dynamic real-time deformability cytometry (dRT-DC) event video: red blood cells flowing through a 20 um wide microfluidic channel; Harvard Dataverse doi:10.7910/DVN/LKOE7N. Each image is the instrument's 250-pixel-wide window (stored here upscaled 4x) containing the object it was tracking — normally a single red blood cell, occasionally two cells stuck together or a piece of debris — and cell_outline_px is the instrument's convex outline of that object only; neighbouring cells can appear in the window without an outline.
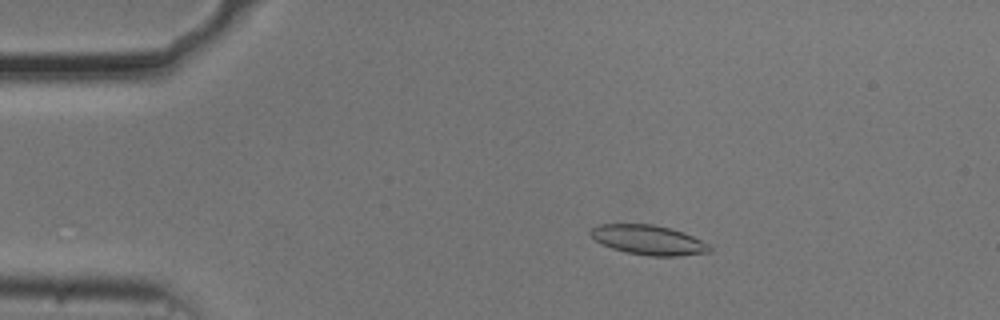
{"species": "common noctule bat (a hibernating species)", "species_latin": "Nyctalus noctula", "temperature_condition": "cold", "stored_images_in_passage": 54, "camera_frame_rate_fps": 3000, "um_per_image_px": 0.085, "animal": {"sex": "male", "body_mass_g": 20.5, "forearm_length_mm": 52.5}, "frame": {"image": 1, "passage_image": 10, "time_ms": 3.0, "image_size_px": [1000, 320], "cell_outline_px": [[712, 252], [680, 256], [648, 256], [624, 252], [600, 244], [588, 232], [592, 228], [600, 224], [652, 224], [672, 228], [684, 232], [708, 244], [712, 248]], "centroid_in_image_um": [55.13, 20.4], "position_along_channel_um": 29.9, "area_um2": 20.75}}
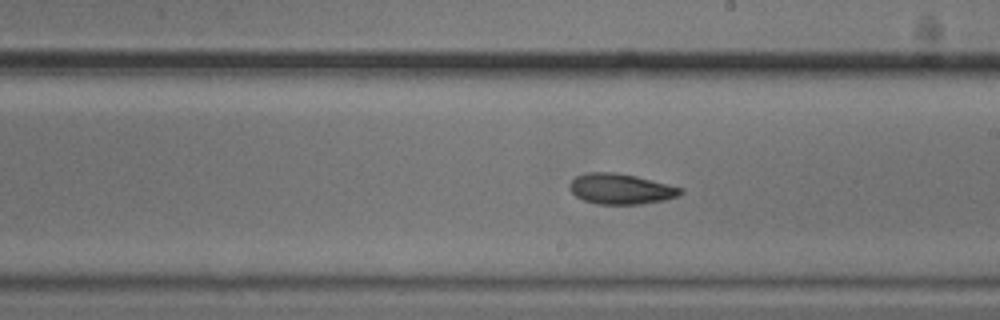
{"frame": {"image": 2, "passage_image": 31, "time_ms": 10.0, "image_size_px": [1000, 320], "cell_outline_px": [[684, 192], [676, 196], [664, 200], [640, 204], [596, 204], [584, 200], [576, 196], [572, 192], [568, 184], [576, 176], [588, 172], [612, 172], [636, 176], [684, 188]], "centroid_in_image_um": [52.76, 16.05], "position_along_channel_um": 236.2, "area_um2": 19.65}}
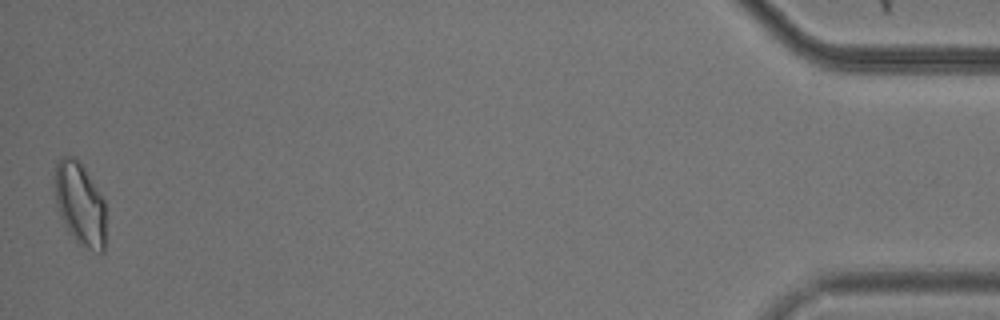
{"frame": {"image": 3, "passage_image": 54, "time_ms": 17.667, "image_size_px": [1000, 320], "cell_outline_px": [[104, 252], [100, 252], [88, 248], [80, 244], [68, 232], [60, 216], [56, 204], [52, 176], [56, 160], [60, 156], [76, 156], [80, 160], [104, 200]], "centroid_in_image_um": [6.73, 17.23], "position_along_channel_um": 428.5, "area_um2": 25.09}, "authors_computed_cell_mechanics": {"area_um2": 20.2589, "velocity_mm_per_s": 3.6922, "shape_relaxation_time_tau1_ms": 10.2319, "shape_relaxation_time_tau2_ms": 5.7105, "deformation_change_tau1": 0.1743, "deformation_change_tau2": 0.1206}}